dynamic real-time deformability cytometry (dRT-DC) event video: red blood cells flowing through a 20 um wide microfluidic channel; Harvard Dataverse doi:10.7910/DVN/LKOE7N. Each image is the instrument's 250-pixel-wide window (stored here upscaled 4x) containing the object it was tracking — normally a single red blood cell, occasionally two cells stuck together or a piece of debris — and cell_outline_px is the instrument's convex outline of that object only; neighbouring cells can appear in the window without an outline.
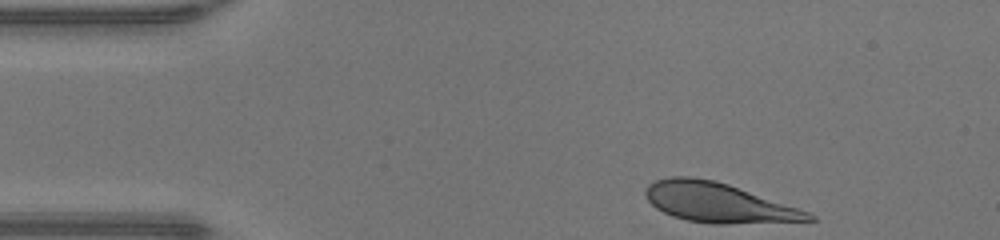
{"species": "human", "species_latin": "Homo sapiens", "temperature_condition": "warm", "stored_images_in_passage": 33, "camera_frame_rate_fps": 3000, "um_per_image_px": 0.085, "donor": {"sex": "male"}, "frame": {"image": 1, "passage_image": 1, "time_ms": 0.0, "image_size_px": [1000, 240], "cell_outline_px": [[816, 220], [728, 224], [712, 224], [688, 220], [672, 216], [656, 208], [648, 200], [644, 192], [648, 184], [656, 180], [668, 176], [692, 176], [716, 180], [728, 184], [808, 212], [816, 216]], "centroid_in_image_um": [60.99, 17.21], "position_along_channel_um": 24.0, "area_um2": 37.34}}
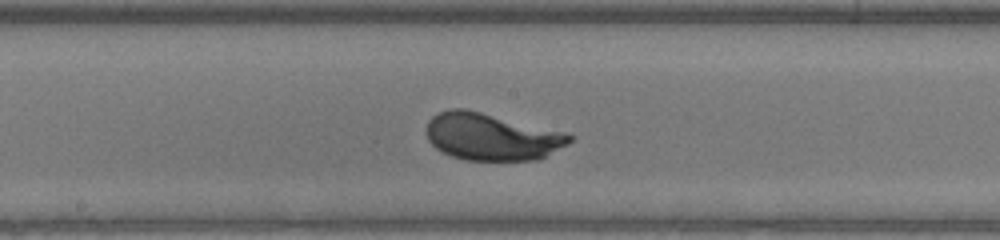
{"frame": {"image": 2, "passage_image": 19, "time_ms": 6.0, "image_size_px": [1000, 240], "cell_outline_px": [[572, 140], [568, 144], [540, 160], [464, 160], [440, 152], [428, 140], [428, 120], [432, 116], [448, 108], [464, 108], [560, 132], [572, 136]], "centroid_in_image_um": [41.74, 11.64], "position_along_channel_um": 206.5, "area_um2": 38.73}}
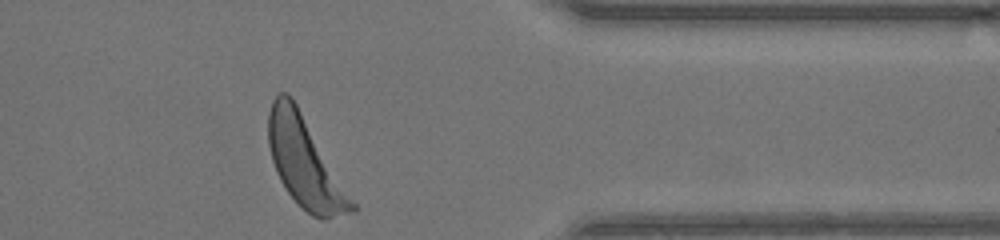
{"frame": {"image": 3, "passage_image": 33, "time_ms": 10.667, "image_size_px": [1000, 240], "cell_outline_px": [[360, 208], [356, 212], [324, 220], [320, 220], [312, 216], [288, 192], [280, 180], [276, 172], [272, 160], [268, 144], [268, 112], [272, 100], [280, 92], [288, 92], [292, 96]], "centroid_in_image_um": [25.96, 13.82], "position_along_channel_um": 385.4, "area_um2": 44.04}, "authors_computed_cell_mechanics": {"area_um2": 39.0728, "velocity_mm_per_s": 4.2419, "shape_relaxation_time_tau1_ms": 1.99, "shape_relaxation_time_tau2_ms": null, "deformation_change_tau1": 0.1869, "deformation_change_tau2": null}}